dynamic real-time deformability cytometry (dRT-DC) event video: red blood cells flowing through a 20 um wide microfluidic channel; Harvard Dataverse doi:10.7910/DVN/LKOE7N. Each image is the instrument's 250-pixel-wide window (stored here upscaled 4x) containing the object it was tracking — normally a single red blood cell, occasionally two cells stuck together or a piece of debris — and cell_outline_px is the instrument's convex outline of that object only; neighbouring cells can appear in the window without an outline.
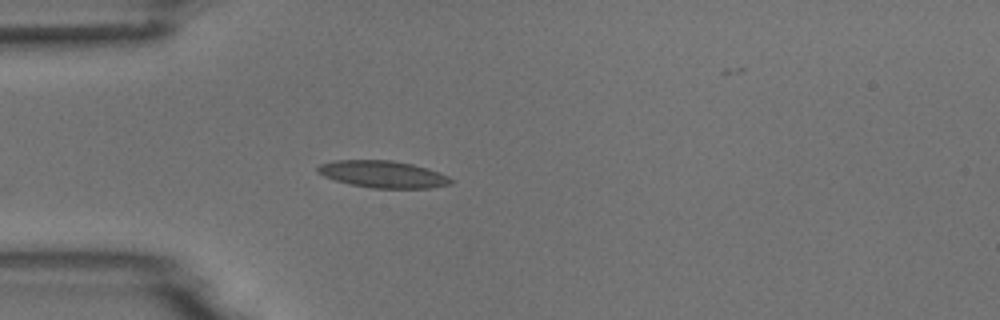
{"species": "common noctule bat (a hibernating species)", "species_latin": "Nyctalus noctula", "temperature_condition": "room temperature", "stored_images_in_passage": 6, "camera_frame_rate_fps": 3000, "um_per_image_px": 0.085, "animal": {"sex": "male", "body_mass_g": 18.8}, "frame": {"image": 1, "passage_image": 5, "time_ms": 4.667, "image_size_px": [1000, 320], "cell_outline_px": [[456, 180], [452, 184], [428, 188], [372, 188], [352, 184], [336, 180], [324, 176], [316, 172], [316, 168], [320, 164], [336, 160], [392, 160], [412, 164], [428, 168], [448, 176]], "centroid_in_image_um": [32.58, 14.81], "position_along_channel_um": 52.4, "area_um2": 20.98}}